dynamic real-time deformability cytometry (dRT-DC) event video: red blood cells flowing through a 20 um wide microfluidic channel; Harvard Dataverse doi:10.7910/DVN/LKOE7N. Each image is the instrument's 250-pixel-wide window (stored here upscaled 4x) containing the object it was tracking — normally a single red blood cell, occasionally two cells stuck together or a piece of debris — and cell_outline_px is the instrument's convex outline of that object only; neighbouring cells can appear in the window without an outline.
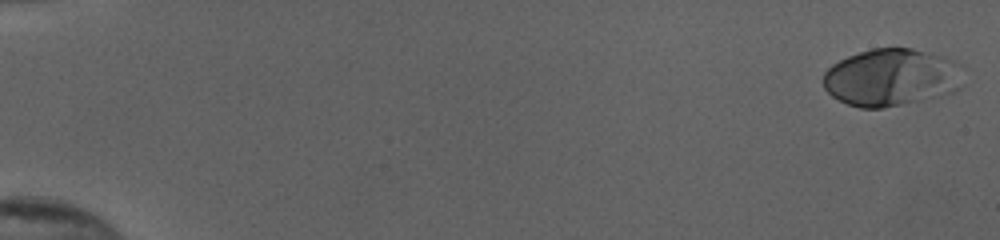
{"species": "human", "species_latin": "Homo sapiens", "temperature_condition": "cold", "stored_images_in_passage": 48, "camera_frame_rate_fps": 3000, "um_per_image_px": 0.085, "donor": {"sex": "female"}, "frame": {"image": 1, "passage_image": 1, "time_ms": 0.0, "image_size_px": [1000, 240], "cell_outline_px": [[964, 84], [956, 92], [940, 96], [884, 108], [860, 108], [848, 104], [832, 96], [824, 88], [824, 72], [832, 64], [848, 56], [872, 48], [912, 48], [944, 56], [956, 60], [964, 64]], "centroid_in_image_um": [75.86, 6.57], "position_along_channel_um": 9.1, "area_um2": 47.63}}
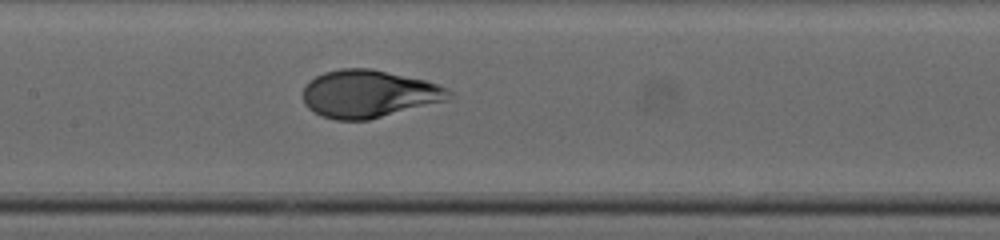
{"frame": {"image": 2, "passage_image": 28, "time_ms": 9.0, "image_size_px": [1000, 240], "cell_outline_px": [[452, 92], [448, 100], [368, 120], [336, 120], [320, 116], [308, 108], [304, 104], [304, 84], [308, 80], [324, 72], [340, 68], [372, 68], [424, 80], [448, 88]], "centroid_in_image_um": [31.31, 7.97], "position_along_channel_um": 176.1, "area_um2": 40.58}}
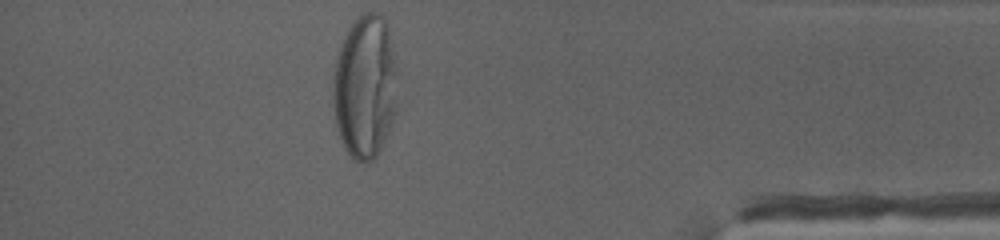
{"frame": {"image": 3, "passage_image": 48, "time_ms": 15.667, "image_size_px": [1000, 240], "cell_outline_px": [[396, 112], [388, 132], [376, 156], [368, 164], [364, 164], [356, 160], [344, 148], [336, 124], [332, 104], [332, 64], [340, 44], [348, 28], [356, 16], [364, 12], [376, 12], [384, 16], [388, 28], [396, 68]], "centroid_in_image_um": [30.99, 7.34], "position_along_channel_um": 404.2, "area_um2": 54.85}, "authors_computed_cell_mechanics": {"area_um2": 41.2114, "velocity_mm_per_s": 3.8784, "shape_relaxation_time_tau1_ms": 3.9484, "shape_relaxation_time_tau2_ms": null, "deformation_change_tau1": 0.1929, "deformation_change_tau2": null}}